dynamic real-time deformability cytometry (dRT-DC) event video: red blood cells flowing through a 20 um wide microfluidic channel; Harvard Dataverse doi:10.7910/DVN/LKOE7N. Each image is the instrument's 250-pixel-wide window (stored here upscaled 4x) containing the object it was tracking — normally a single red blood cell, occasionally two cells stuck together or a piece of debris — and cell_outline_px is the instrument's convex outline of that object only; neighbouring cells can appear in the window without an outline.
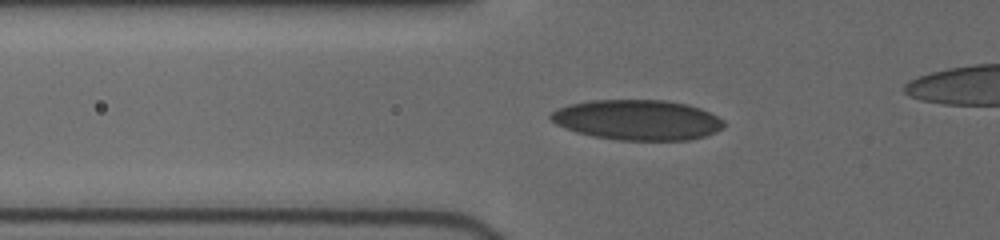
{"species": "human", "species_latin": "Homo sapiens", "temperature_condition": "cold", "stored_images_in_passage": 13, "segment_of_instrument_passage": [1, 2], "camera_frame_rate_fps": 3000, "um_per_image_px": 0.085, "donor": {"sex": "female"}, "frame": {"image": 1, "passage_image": 11, "time_ms": 5.333, "image_size_px": [1000, 240], "cell_outline_px": [[724, 128], [716, 132], [704, 136], [688, 140], [620, 140], [592, 136], [576, 132], [564, 128], [556, 124], [548, 116], [552, 112], [568, 104], [588, 100], [664, 100], [688, 104], [700, 108], [724, 120]], "centroid_in_image_um": [54.17, 10.19], "position_along_channel_um": 71.6, "area_um2": 40.69}}